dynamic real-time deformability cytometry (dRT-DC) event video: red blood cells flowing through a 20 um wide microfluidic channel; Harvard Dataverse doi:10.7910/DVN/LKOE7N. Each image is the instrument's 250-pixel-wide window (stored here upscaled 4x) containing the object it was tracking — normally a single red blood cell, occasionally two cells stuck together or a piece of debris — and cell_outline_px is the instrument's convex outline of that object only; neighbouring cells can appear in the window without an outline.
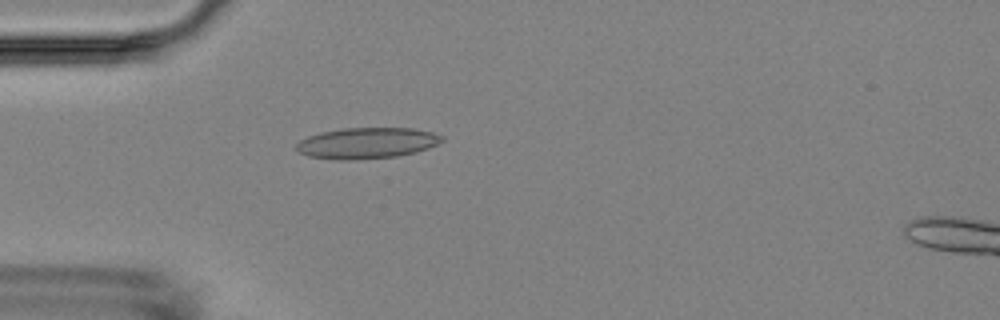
{"species": "Egyptian fruit bat (a non-hibernating species)", "species_latin": "Rousettus aegyptiacus", "temperature_condition": "room temperature", "stored_images_in_passage": 3, "camera_frame_rate_fps": 3000, "um_per_image_px": 0.085, "animal": {"sex": "female"}, "frame": {"image": 1, "passage_image": 3, "time_ms": 3.0, "image_size_px": [1000, 320], "cell_outline_px": [[444, 140], [428, 148], [416, 152], [396, 156], [348, 160], [336, 160], [308, 156], [300, 152], [296, 148], [296, 144], [300, 140], [308, 136], [320, 132], [340, 128], [412, 128], [432, 132], [444, 136]], "centroid_in_image_um": [31.18, 12.15], "position_along_channel_um": 53.8, "area_um2": 26.3}}